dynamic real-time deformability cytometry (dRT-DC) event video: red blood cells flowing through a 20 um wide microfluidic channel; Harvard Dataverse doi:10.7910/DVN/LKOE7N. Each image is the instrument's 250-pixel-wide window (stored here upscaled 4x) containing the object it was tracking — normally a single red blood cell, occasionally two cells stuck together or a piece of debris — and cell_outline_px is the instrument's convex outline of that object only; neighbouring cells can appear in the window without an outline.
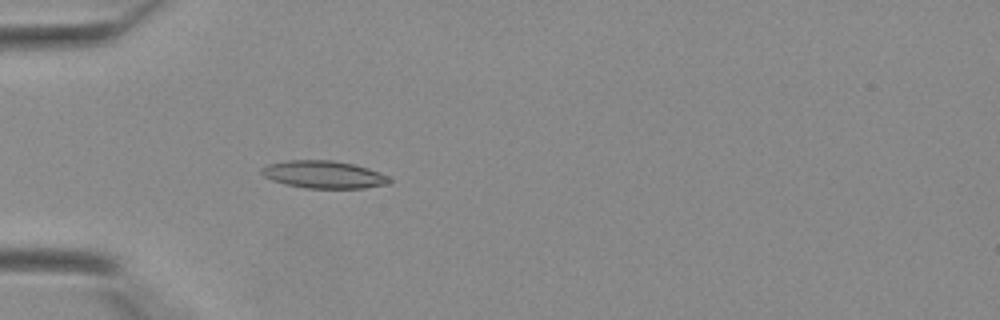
{"species": "Egyptian fruit bat (a non-hibernating species)", "species_latin": "Rousettus aegyptiacus", "temperature_condition": "warm", "stored_images_in_passage": 31, "camera_frame_rate_fps": 3000, "um_per_image_px": 0.085, "animal": {"sex": "female"}, "frame": {"image": 1, "passage_image": 3, "time_ms": 0.667, "image_size_px": [1000, 320], "cell_outline_px": [[392, 180], [388, 184], [364, 188], [308, 188], [288, 184], [272, 180], [264, 176], [260, 172], [260, 168], [268, 164], [288, 160], [332, 160], [352, 164], [368, 168], [380, 172], [388, 176]], "centroid_in_image_um": [27.53, 14.83], "position_along_channel_um": 57.5, "area_um2": 20.4}}
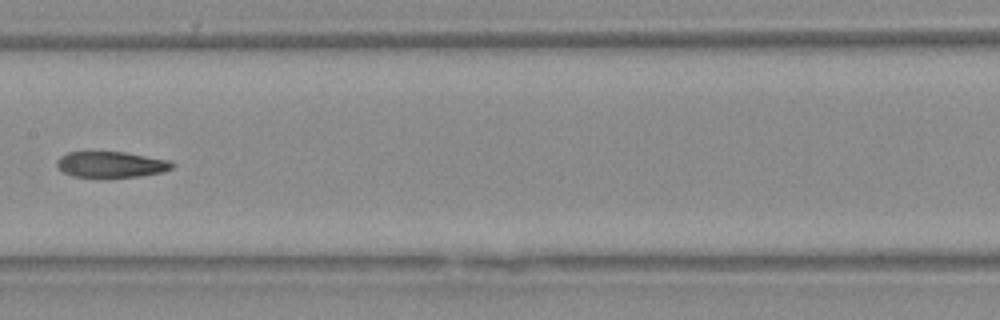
{"frame": {"image": 2, "passage_image": 12, "time_ms": 3.667, "image_size_px": [1000, 320], "cell_outline_px": [[176, 164], [172, 168], [160, 172], [136, 176], [72, 176], [64, 172], [56, 164], [56, 160], [60, 156], [68, 152], [124, 152], [168, 160]], "centroid_in_image_um": [9.42, 13.96], "position_along_channel_um": 198.0, "area_um2": 16.94}}
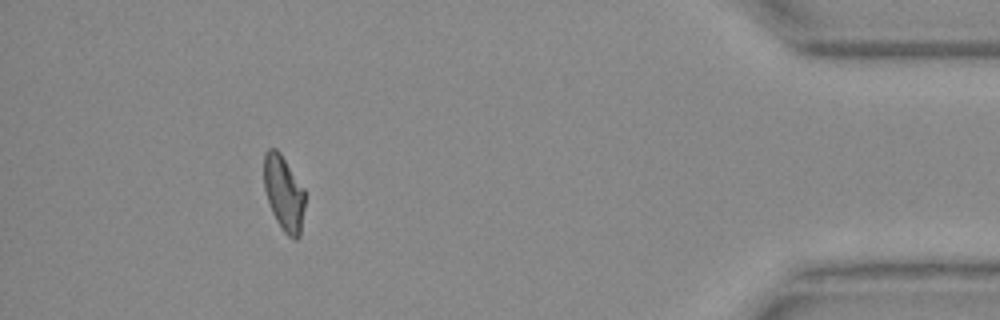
{"frame": {"image": 3, "passage_image": 28, "time_ms": 9.0, "image_size_px": [1000, 320], "cell_outline_px": [[304, 208], [300, 236], [296, 240], [288, 236], [284, 232], [276, 220], [272, 212], [264, 188], [264, 152], [268, 148], [276, 148], [280, 152], [304, 188]], "centroid_in_image_um": [24.12, 16.41], "position_along_channel_um": 411.1, "area_um2": 17.98}}